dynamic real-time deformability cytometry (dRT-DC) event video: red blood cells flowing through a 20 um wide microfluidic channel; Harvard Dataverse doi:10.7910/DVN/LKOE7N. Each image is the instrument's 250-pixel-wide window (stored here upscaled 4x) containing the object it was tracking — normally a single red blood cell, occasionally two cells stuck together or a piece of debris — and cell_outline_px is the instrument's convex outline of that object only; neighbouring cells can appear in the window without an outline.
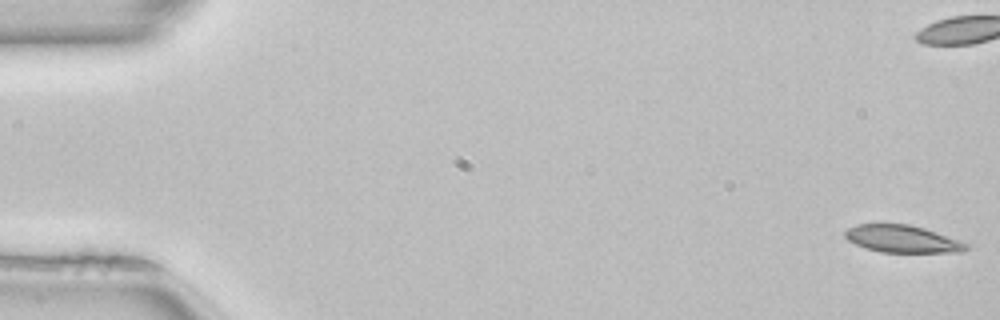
{"species": "common noctule bat (a hibernating species)", "species_latin": "Nyctalus noctula", "temperature_condition": "room temperature", "stored_images_in_passage": 52, "camera_frame_rate_fps": 3000, "um_per_image_px": 0.085, "animal": {"sex": "female", "body_mass_g": 22.7, "forearm_length_mm": 54.2}, "frame": {"image": 1, "passage_image": 1, "time_ms": 0.0, "image_size_px": [1000, 320], "cell_outline_px": [[972, 244], [968, 248], [960, 252], [880, 252], [864, 248], [848, 240], [844, 236], [844, 232], [848, 228], [856, 224], [908, 224], [924, 228]], "centroid_in_image_um": [76.71, 20.31], "position_along_channel_um": 8.3, "area_um2": 19.36}}
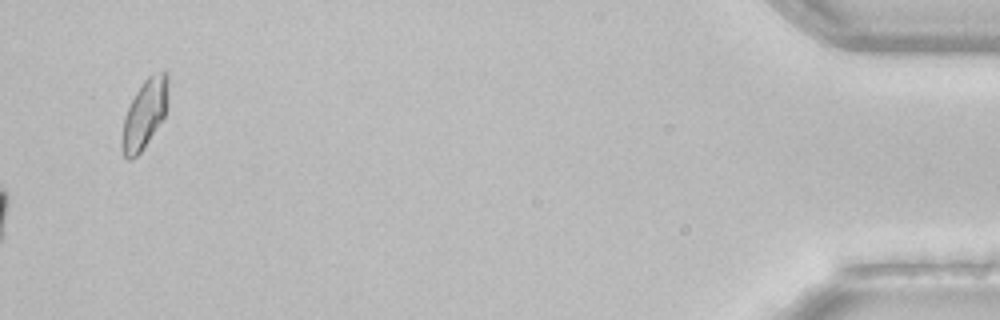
{"frame": {"image": 2, "passage_image": 52, "time_ms": 17.0, "image_size_px": [1000, 320], "cell_outline_px": [[168, 104], [164, 116], [144, 148], [132, 160], [128, 160], [124, 156], [124, 116], [136, 92], [144, 80], [148, 76], [160, 72], [168, 72]], "centroid_in_image_um": [12.34, 9.64], "position_along_channel_um": 422.9, "area_um2": 17.98}, "authors_computed_cell_mechanics": {"area_um2": 20.23, "velocity_mm_per_s": 4.0577, "shape_relaxation_time_tau1_ms": 9.7894, "shape_relaxation_time_tau2_ms": null, "deformation_change_tau1": 0.2356, "deformation_change_tau2": null}}